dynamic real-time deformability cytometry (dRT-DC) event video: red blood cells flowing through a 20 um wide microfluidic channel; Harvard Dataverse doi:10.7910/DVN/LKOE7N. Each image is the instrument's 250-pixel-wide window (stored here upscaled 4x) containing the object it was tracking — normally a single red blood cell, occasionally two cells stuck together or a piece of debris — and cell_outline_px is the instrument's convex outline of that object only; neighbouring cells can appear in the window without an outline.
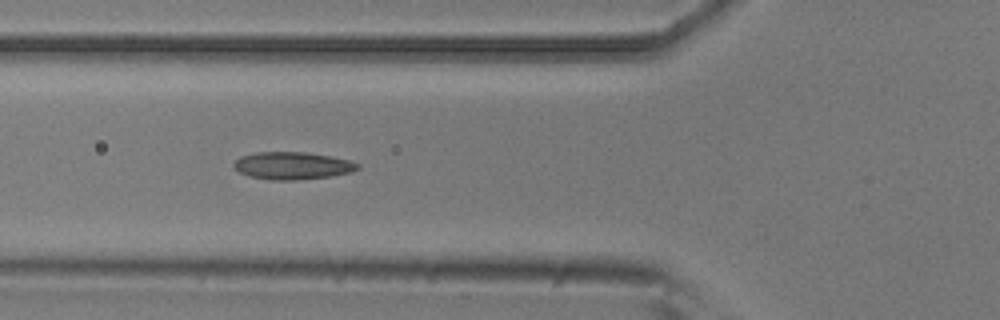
{"species": "common noctule bat (a hibernating species)", "species_latin": "Nyctalus noctula", "temperature_condition": "room temperature", "stored_images_in_passage": 9, "camera_frame_rate_fps": 3000, "um_per_image_px": 0.085, "animal": {"sex": "male", "body_mass_g": 20.5, "forearm_length_mm": 52.5}, "frame": {"image": 1, "passage_image": 6, "time_ms": 1.667, "image_size_px": [1000, 320], "cell_outline_px": [[360, 168], [352, 172], [332, 176], [296, 180], [272, 180], [252, 176], [240, 172], [232, 164], [240, 156], [256, 152], [304, 152], [328, 156], [348, 160], [360, 164]], "centroid_in_image_um": [24.88, 14.08], "position_along_channel_um": 100.9, "area_um2": 19.65}}
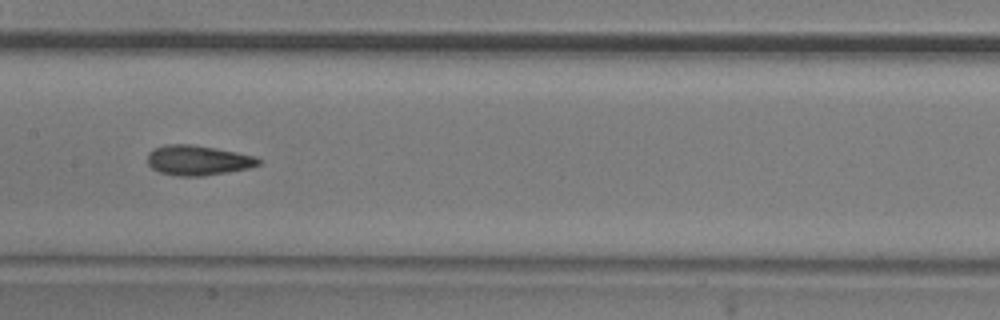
{"frame": {"image": 2, "passage_image": 8, "time_ms": 2.333, "image_size_px": [1000, 320], "cell_outline_px": [[260, 164], [248, 168], [228, 172], [200, 176], [176, 176], [160, 172], [152, 168], [148, 164], [148, 152], [164, 144], [192, 144], [236, 152], [256, 156], [260, 160]], "centroid_in_image_um": [16.81, 13.62], "position_along_channel_um": 190.6, "area_um2": 19.31}}
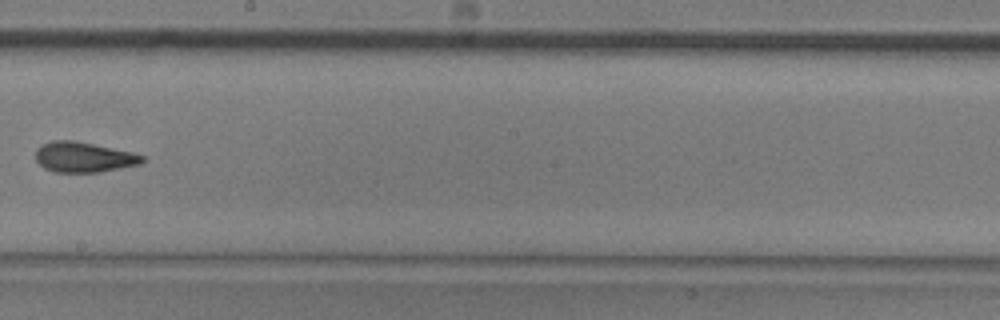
{"frame": {"image": 3, "passage_image": 9, "time_ms": 2.667, "image_size_px": [1000, 320], "cell_outline_px": [[148, 160], [144, 164], [100, 172], [56, 172], [44, 168], [36, 160], [36, 148], [52, 140], [72, 140], [132, 152], [144, 156]], "centroid_in_image_um": [7.17, 13.37], "position_along_channel_um": 241.0, "area_um2": 18.9}}